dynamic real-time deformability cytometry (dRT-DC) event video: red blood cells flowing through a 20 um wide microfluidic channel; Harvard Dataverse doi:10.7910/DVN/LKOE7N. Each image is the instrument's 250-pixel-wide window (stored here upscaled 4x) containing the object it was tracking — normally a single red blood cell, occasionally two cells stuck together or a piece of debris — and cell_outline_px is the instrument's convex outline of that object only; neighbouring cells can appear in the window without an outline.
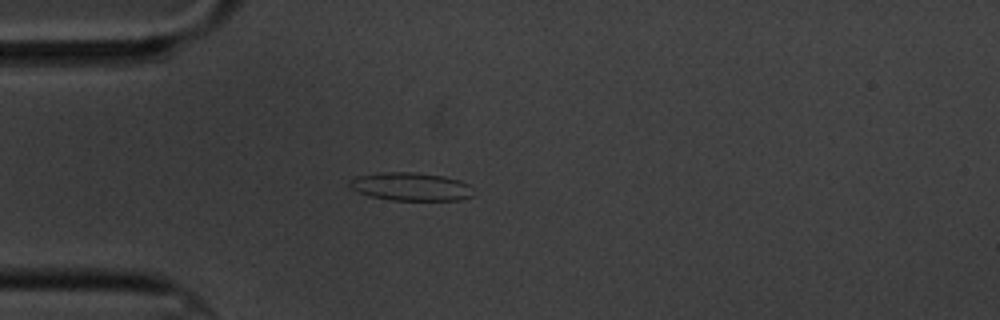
{"species": "common noctule bat (a hibernating species)", "species_latin": "Nyctalus noctula", "temperature_condition": "cold", "stored_images_in_passage": 2, "camera_frame_rate_fps": 3000, "um_per_image_px": 0.085, "animal": {"sex": "male", "body_mass_g": 20.1, "forearm_length_mm": 53.5}, "frame": {"image": 1, "passage_image": 2, "time_ms": 1.0, "image_size_px": [1000, 320], "cell_outline_px": [[476, 196], [460, 200], [392, 200], [372, 196], [360, 192], [352, 188], [348, 184], [356, 176], [380, 172], [416, 172], [444, 176], [460, 180], [476, 188]], "centroid_in_image_um": [35.05, 15.86], "position_along_channel_um": 50.0, "area_um2": 20.58}}